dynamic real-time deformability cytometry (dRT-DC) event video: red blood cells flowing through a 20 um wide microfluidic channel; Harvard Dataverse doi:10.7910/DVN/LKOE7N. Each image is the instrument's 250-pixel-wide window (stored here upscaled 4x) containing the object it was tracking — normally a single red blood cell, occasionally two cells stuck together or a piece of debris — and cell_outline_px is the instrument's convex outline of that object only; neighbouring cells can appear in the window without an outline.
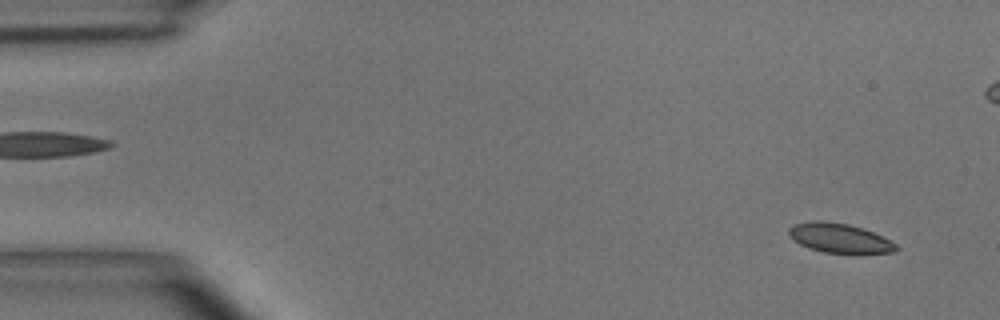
{"species": "common noctule bat (a hibernating species)", "species_latin": "Nyctalus noctula", "temperature_condition": "room temperature", "stored_images_in_passage": 52, "camera_frame_rate_fps": 3000, "um_per_image_px": 0.085, "animal": {"sex": "male", "body_mass_g": 15.6}, "frame": {"image": 1, "passage_image": 4, "time_ms": 1.0, "image_size_px": [1000, 320], "cell_outline_px": [[900, 248], [896, 252], [860, 256], [856, 256], [824, 252], [808, 248], [800, 244], [788, 232], [788, 228], [792, 224], [812, 220], [824, 220], [848, 224], [864, 228], [896, 244]], "centroid_in_image_um": [71.42, 20.28], "position_along_channel_um": 13.6, "area_um2": 19.19}}
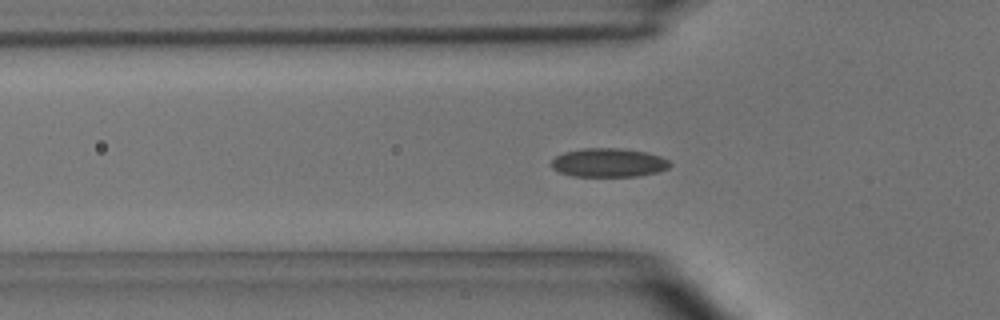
{"frame": {"image": 2, "passage_image": 17, "time_ms": 5.333, "image_size_px": [1000, 320], "cell_outline_px": [[672, 164], [668, 168], [656, 172], [636, 176], [572, 176], [560, 172], [552, 168], [548, 164], [556, 156], [564, 152], [584, 148], [616, 148], [644, 152], [660, 156], [668, 160]], "centroid_in_image_um": [51.69, 13.83], "position_along_channel_um": 74.1, "area_um2": 19.77}}
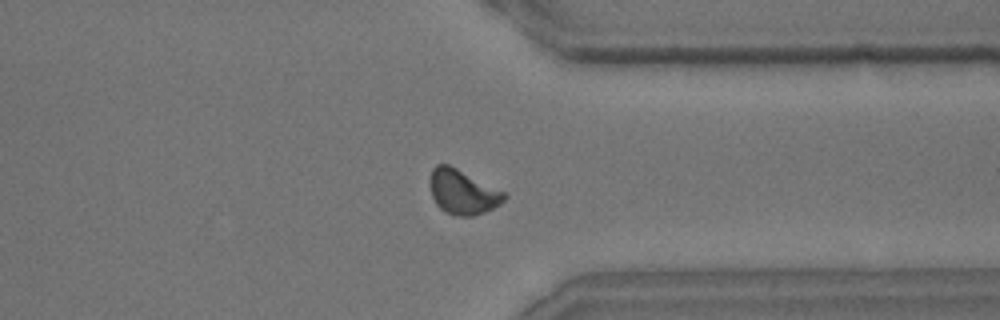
{"frame": {"image": 3, "passage_image": 40, "time_ms": 13.0, "image_size_px": [1000, 320], "cell_outline_px": [[508, 196], [500, 204], [484, 212], [472, 216], [456, 216], [444, 212], [436, 204], [432, 196], [432, 168], [436, 164], [448, 164], [508, 192]], "centroid_in_image_um": [39.39, 16.32], "position_along_channel_um": 372.0, "area_um2": 19.31}, "authors_computed_cell_mechanics": {"area_um2": 18.9295, "velocity_mm_per_s": 3.9068, "shape_relaxation_time_tau1_ms": 3.0803, "shape_relaxation_time_tau2_ms": 1.7622, "deformation_change_tau1": 0.0807, "deformation_change_tau2": 0.0618}}